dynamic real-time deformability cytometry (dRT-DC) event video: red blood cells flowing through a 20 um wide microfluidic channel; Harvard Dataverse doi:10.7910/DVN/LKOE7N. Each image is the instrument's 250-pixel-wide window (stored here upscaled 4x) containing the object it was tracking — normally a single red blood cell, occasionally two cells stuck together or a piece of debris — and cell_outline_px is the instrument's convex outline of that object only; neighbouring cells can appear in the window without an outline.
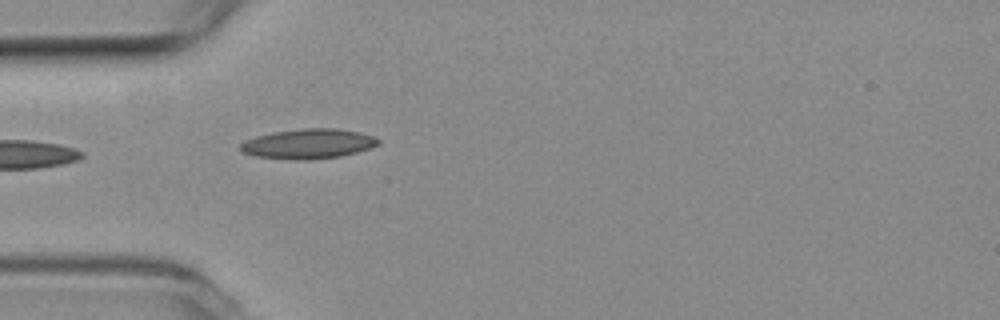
{"species": "common noctule bat (a hibernating species)", "species_latin": "Nyctalus noctula", "temperature_condition": "room temperature", "stored_images_in_passage": 5, "camera_frame_rate_fps": 3000, "um_per_image_px": 0.085, "animal": {"sex": "female", "body_mass_g": 19.3, "forearm_length_mm": 54.1}, "frame": {"image": 1, "passage_image": 5, "time_ms": 1.333, "image_size_px": [1000, 320], "cell_outline_px": [[380, 144], [356, 152], [340, 156], [308, 160], [296, 160], [256, 156], [240, 152], [240, 144], [244, 140], [256, 136], [272, 132], [300, 128], [336, 128], [360, 132], [376, 136], [380, 140]], "centroid_in_image_um": [26.2, 12.21], "position_along_channel_um": 58.8, "area_um2": 24.16}}